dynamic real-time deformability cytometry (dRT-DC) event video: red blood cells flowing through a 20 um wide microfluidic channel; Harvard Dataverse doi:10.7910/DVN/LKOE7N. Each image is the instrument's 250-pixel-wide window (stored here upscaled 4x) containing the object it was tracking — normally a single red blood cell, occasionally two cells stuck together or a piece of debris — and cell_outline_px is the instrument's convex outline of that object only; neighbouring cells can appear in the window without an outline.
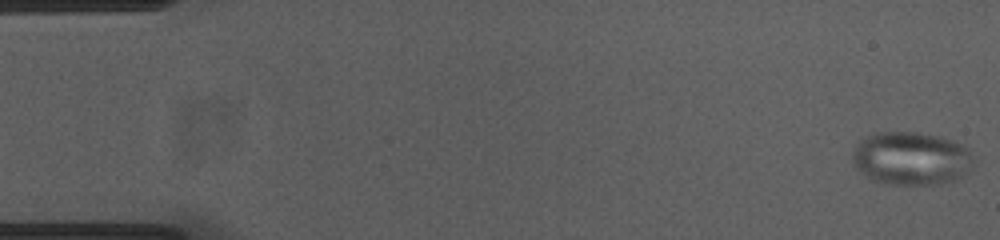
{"species": "common noctule bat (a hibernating species)", "species_latin": "Nyctalus noctula", "temperature_condition": "cold", "stored_images_in_passage": 9, "camera_frame_rate_fps": 3000, "um_per_image_px": 0.085, "animal": {"sex": "female", "body_mass_g": 23.0, "forearm_length_mm": 53.4}, "frame": {"image": 1, "passage_image": 1, "time_ms": 0.0, "image_size_px": [1000, 240], "cell_outline_px": [[972, 168], [964, 176], [948, 184], [888, 184], [876, 180], [860, 172], [856, 168], [852, 160], [852, 152], [860, 140], [872, 132], [916, 132], [936, 136], [952, 140], [968, 148]], "centroid_in_image_um": [77.44, 13.47], "position_along_channel_um": 7.6, "area_um2": 37.57}}